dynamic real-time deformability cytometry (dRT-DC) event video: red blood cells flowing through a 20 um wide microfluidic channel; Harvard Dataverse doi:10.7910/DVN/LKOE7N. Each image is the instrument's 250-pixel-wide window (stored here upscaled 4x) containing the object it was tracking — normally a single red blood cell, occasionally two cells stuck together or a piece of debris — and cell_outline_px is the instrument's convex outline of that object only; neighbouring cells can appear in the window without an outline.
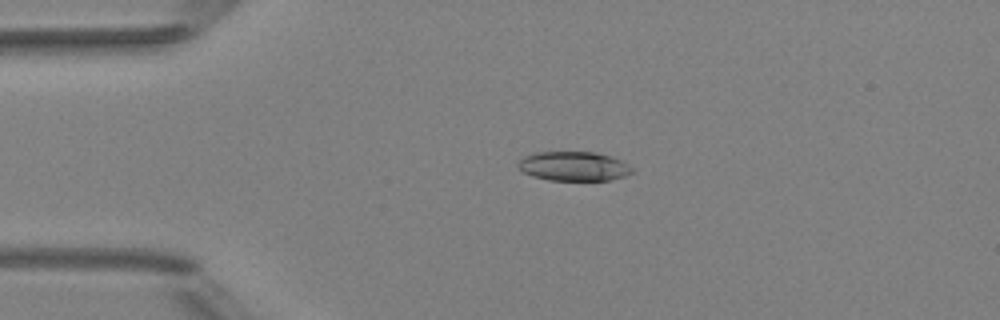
{"species": "Egyptian fruit bat (a non-hibernating species)", "species_latin": "Rousettus aegyptiacus", "temperature_condition": "room temperature", "stored_images_in_passage": 3, "camera_frame_rate_fps": 3000, "um_per_image_px": 0.085, "animal": {"sex": "female"}, "frame": {"image": 1, "passage_image": 3, "time_ms": 2.333, "image_size_px": [1000, 320], "cell_outline_px": [[636, 172], [624, 176], [608, 180], [548, 180], [532, 176], [524, 172], [516, 164], [524, 156], [532, 152], [596, 152], [620, 160], [628, 164]], "centroid_in_image_um": [48.76, 14.13], "position_along_channel_um": 36.2, "area_um2": 19.48}}